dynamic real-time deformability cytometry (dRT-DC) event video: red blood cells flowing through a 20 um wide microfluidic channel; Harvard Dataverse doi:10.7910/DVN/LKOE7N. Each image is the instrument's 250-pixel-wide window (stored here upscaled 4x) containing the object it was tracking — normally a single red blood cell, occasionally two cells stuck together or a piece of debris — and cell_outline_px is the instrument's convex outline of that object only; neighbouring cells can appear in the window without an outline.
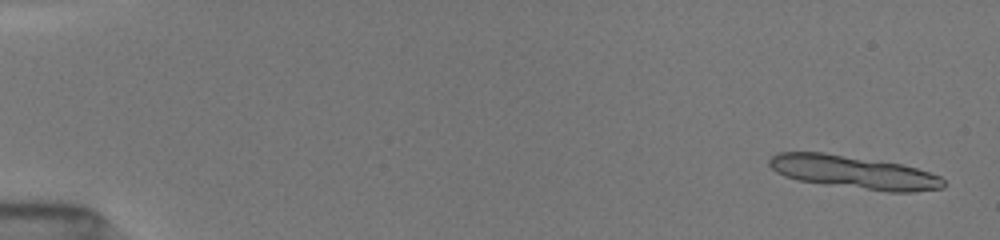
{"species": "common noctule bat (a hibernating species)", "species_latin": "Nyctalus noctula", "temperature_condition": "room temperature", "stored_images_in_passage": 13, "camera_frame_rate_fps": 3000, "um_per_image_px": 0.085, "animal": {"sex": "female", "body_mass_g": 19.5, "forearm_length_mm": 54.1}, "frame": {"image": 1, "passage_image": 2, "time_ms": 0.333, "image_size_px": [1000, 240], "cell_outline_px": [[948, 184], [944, 188], [912, 192], [888, 192], [824, 184], [796, 180], [784, 176], [776, 172], [768, 164], [768, 160], [772, 156], [780, 152], [824, 152], [900, 164], [916, 168], [940, 176]], "centroid_in_image_um": [72.57, 14.65], "position_along_channel_um": 12.4, "area_um2": 33.58}}